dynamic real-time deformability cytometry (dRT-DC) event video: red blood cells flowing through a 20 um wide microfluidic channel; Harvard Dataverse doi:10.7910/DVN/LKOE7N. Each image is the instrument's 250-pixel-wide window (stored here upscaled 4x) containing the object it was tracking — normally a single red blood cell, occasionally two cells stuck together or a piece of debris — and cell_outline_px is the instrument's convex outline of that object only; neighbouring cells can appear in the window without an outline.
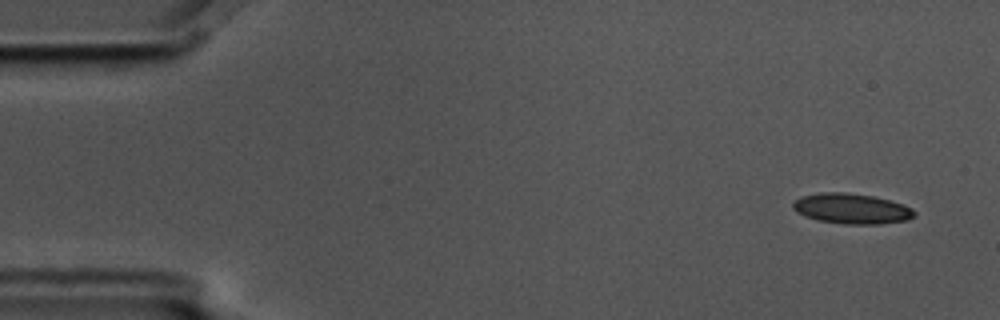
{"species": "common noctule bat (a hibernating species)", "species_latin": "Nyctalus noctula", "temperature_condition": "cold", "stored_images_in_passage": 4, "camera_frame_rate_fps": 3000, "um_per_image_px": 0.085, "animal": {"sex": "male", "body_mass_g": 17.5, "forearm_length_mm": 52.3}, "frame": {"image": 1, "passage_image": 1, "time_ms": 0.0, "image_size_px": [1000, 320], "cell_outline_px": [[916, 216], [908, 220], [880, 224], [844, 224], [820, 220], [804, 216], [796, 212], [792, 208], [792, 204], [800, 196], [820, 192], [848, 192], [872, 196], [904, 204], [912, 208], [916, 212]], "centroid_in_image_um": [72.4, 17.73], "position_along_channel_um": 12.6, "area_um2": 21.62}}